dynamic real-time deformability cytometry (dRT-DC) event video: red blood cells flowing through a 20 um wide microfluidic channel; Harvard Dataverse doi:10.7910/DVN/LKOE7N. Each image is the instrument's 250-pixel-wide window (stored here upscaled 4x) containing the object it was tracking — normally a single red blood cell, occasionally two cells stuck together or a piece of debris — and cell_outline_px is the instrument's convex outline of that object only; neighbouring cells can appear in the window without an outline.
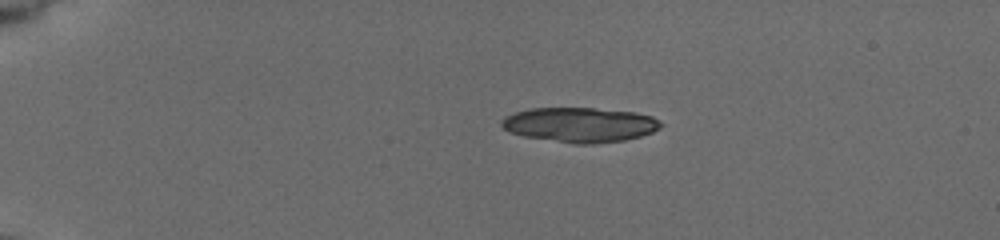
{"species": "common noctule bat (a hibernating species)", "species_latin": "Nyctalus noctula", "temperature_condition": "cold", "stored_images_in_passage": 5, "camera_frame_rate_fps": 3000, "um_per_image_px": 0.085, "animal": {"sex": "female", "body_mass_g": 19.5, "forearm_length_mm": 54.1}, "frame": {"image": 1, "passage_image": 2, "time_ms": 2.333, "image_size_px": [1000, 240], "cell_outline_px": [[664, 124], [660, 128], [652, 132], [640, 136], [624, 140], [592, 144], [572, 144], [524, 136], [508, 132], [500, 124], [500, 120], [504, 116], [516, 112], [532, 108], [592, 108], [636, 112], [652, 116], [660, 120]], "centroid_in_image_um": [49.29, 10.61], "position_along_channel_um": 35.7, "area_um2": 32.48}}